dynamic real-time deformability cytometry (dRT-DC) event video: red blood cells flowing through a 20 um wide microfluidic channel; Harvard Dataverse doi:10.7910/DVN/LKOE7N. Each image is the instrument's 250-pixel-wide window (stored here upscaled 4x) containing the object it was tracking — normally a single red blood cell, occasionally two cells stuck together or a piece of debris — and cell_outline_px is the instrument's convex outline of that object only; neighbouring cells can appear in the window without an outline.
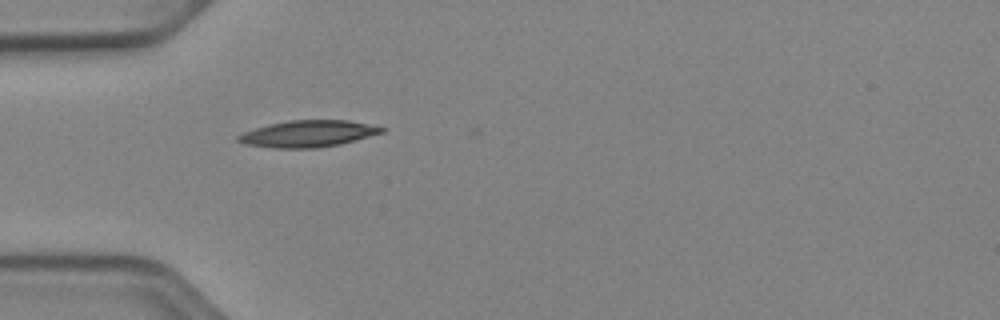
{"species": "Egyptian fruit bat (a non-hibernating species)", "species_latin": "Rousettus aegyptiacus", "temperature_condition": "cold", "stored_images_in_passage": 33, "camera_frame_rate_fps": 3000, "um_per_image_px": 0.085, "animal": {"sex": "female"}, "frame": {"image": 1, "passage_image": 2, "time_ms": 0.333, "image_size_px": [1000, 320], "cell_outline_px": [[388, 128], [384, 132], [340, 144], [316, 148], [272, 148], [244, 144], [236, 140], [236, 136], [244, 132], [268, 124], [288, 120], [348, 120]], "centroid_in_image_um": [26.17, 11.36], "position_along_channel_um": 58.8, "area_um2": 22.31}}
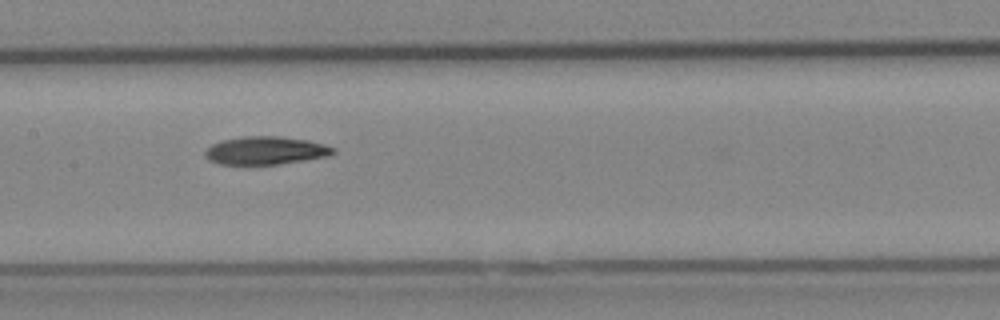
{"frame": {"image": 2, "passage_image": 12, "time_ms": 3.667, "image_size_px": [1000, 320], "cell_outline_px": [[336, 152], [328, 156], [280, 164], [220, 164], [208, 160], [204, 156], [204, 152], [212, 144], [224, 140], [244, 136], [280, 136], [308, 140], [324, 144], [336, 148]], "centroid_in_image_um": [22.59, 12.79], "position_along_channel_um": 184.8, "area_um2": 20.92}}
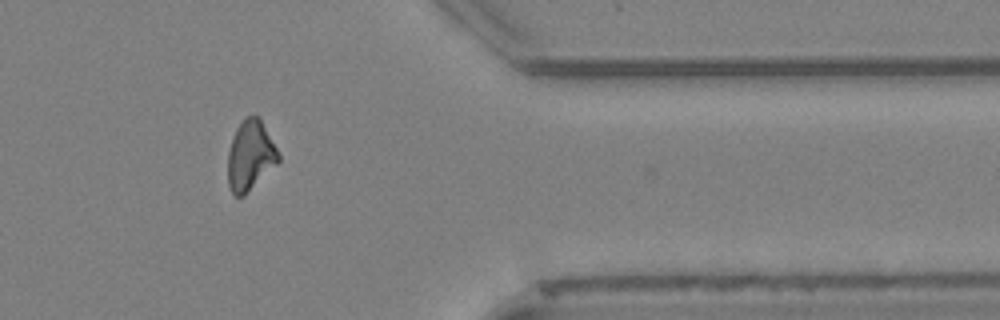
{"frame": {"image": 3, "passage_image": 29, "time_ms": 9.333, "image_size_px": [1000, 320], "cell_outline_px": [[280, 160], [244, 196], [236, 196], [232, 192], [228, 184], [228, 152], [236, 128], [244, 116], [256, 116], [260, 120], [276, 148], [280, 156]], "centroid_in_image_um": [21.25, 13.24], "position_along_channel_um": 390.2, "area_um2": 20.17}}